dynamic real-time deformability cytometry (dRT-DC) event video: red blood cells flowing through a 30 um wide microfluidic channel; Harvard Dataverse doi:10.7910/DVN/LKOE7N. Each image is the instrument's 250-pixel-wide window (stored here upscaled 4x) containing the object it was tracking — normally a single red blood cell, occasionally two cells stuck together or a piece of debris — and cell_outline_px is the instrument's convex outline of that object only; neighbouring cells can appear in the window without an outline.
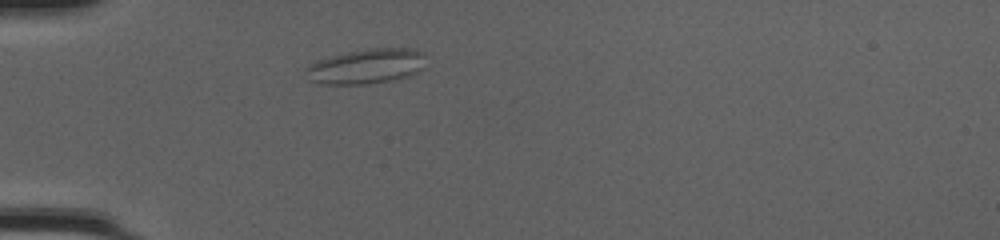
{"species": "common noctule bat (a hibernating species)", "species_latin": "Nyctalus noctula", "temperature_condition": "cold", "stored_images_in_passage": 35, "camera_frame_rate_fps": 3000, "um_per_image_px": 0.085, "animal": {"sex": "female", "body_mass_g": 20.0, "forearm_length_mm": 54.0}, "frame": {"image": 1, "passage_image": 1, "time_ms": 0.0, "image_size_px": [1000, 240], "cell_outline_px": [[424, 68], [400, 80], [368, 84], [320, 84], [308, 80], [308, 64], [332, 56], [348, 52], [372, 48], [408, 48], [424, 52]], "centroid_in_image_um": [31.19, 5.65], "position_along_channel_um": 53.8, "area_um2": 24.45}}
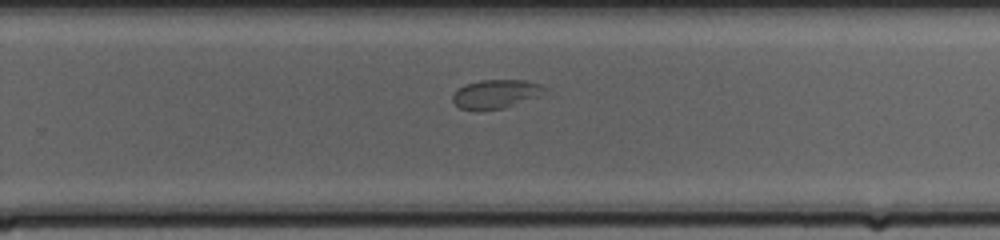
{"frame": {"image": 2, "passage_image": 19, "time_ms": 6.0, "image_size_px": [1000, 240], "cell_outline_px": [[552, 96], [504, 108], [476, 112], [460, 108], [452, 100], [452, 96], [464, 84], [480, 80], [528, 80], [552, 88]], "centroid_in_image_um": [42.39, 8.01], "position_along_channel_um": 287.4, "area_um2": 16.76}}
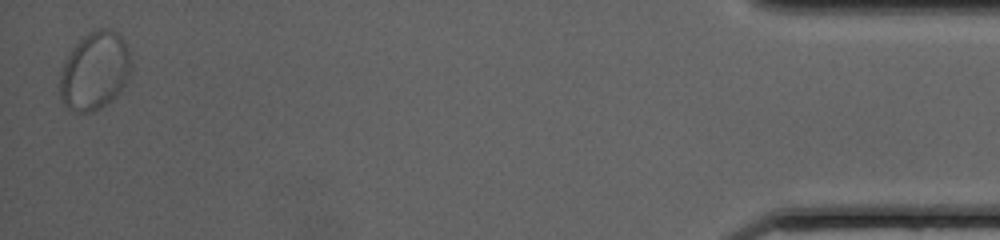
{"frame": {"image": 3, "passage_image": 35, "time_ms": 11.333, "image_size_px": [1000, 240], "cell_outline_px": [[132, 64], [128, 76], [124, 84], [112, 100], [100, 108], [92, 112], [68, 112], [60, 100], [60, 72], [64, 60], [72, 48], [88, 32], [100, 28], [112, 28], [124, 40], [128, 48]], "centroid_in_image_um": [8.02, 6.04], "position_along_channel_um": 427.2, "area_um2": 32.71}}